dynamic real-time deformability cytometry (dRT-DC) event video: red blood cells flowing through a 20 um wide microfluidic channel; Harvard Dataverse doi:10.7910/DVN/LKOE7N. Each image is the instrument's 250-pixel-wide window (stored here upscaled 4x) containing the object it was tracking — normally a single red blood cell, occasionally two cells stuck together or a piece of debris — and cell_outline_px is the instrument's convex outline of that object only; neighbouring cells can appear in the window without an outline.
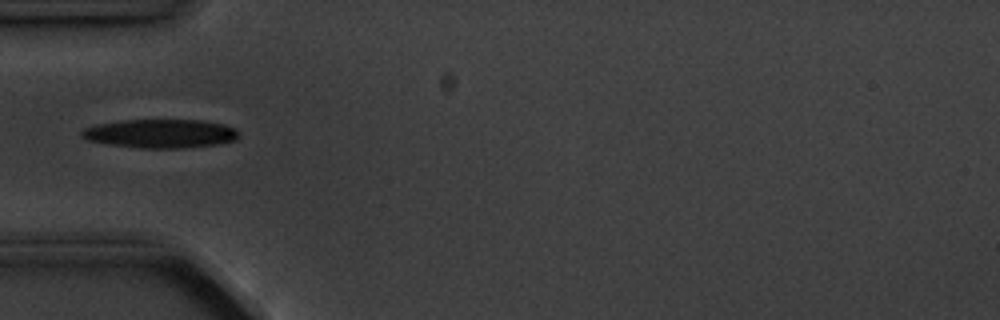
{"species": "common noctule bat (a hibernating species)", "species_latin": "Nyctalus noctula", "temperature_condition": "cold", "stored_images_in_passage": 10, "camera_frame_rate_fps": 3000, "um_per_image_px": 0.085, "animal": {"sex": "male", "body_mass_g": 20.1, "forearm_length_mm": 53.5}, "frame": {"image": 1, "passage_image": 5, "time_ms": 4.667, "image_size_px": [1000, 320], "cell_outline_px": [[236, 140], [220, 144], [184, 148], [140, 148], [108, 144], [88, 140], [80, 136], [80, 132], [84, 128], [96, 124], [120, 120], [200, 120], [220, 124], [232, 128], [236, 132]], "centroid_in_image_um": [13.57, 11.36], "position_along_channel_um": 71.4, "area_um2": 26.18}}
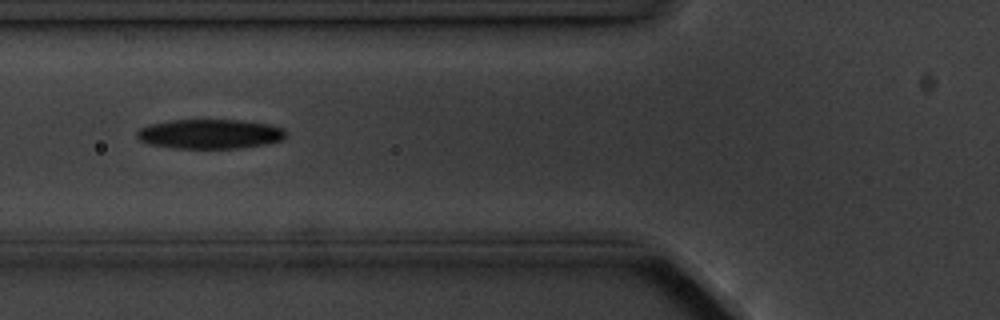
{"frame": {"image": 2, "passage_image": 6, "time_ms": 5.667, "image_size_px": [1000, 320], "cell_outline_px": [[284, 136], [280, 140], [264, 144], [240, 148], [172, 148], [148, 144], [140, 140], [136, 136], [136, 132], [140, 128], [148, 124], [168, 120], [244, 120], [284, 128]], "centroid_in_image_um": [17.76, 11.38], "position_along_channel_um": 108.0, "area_um2": 25.55}}